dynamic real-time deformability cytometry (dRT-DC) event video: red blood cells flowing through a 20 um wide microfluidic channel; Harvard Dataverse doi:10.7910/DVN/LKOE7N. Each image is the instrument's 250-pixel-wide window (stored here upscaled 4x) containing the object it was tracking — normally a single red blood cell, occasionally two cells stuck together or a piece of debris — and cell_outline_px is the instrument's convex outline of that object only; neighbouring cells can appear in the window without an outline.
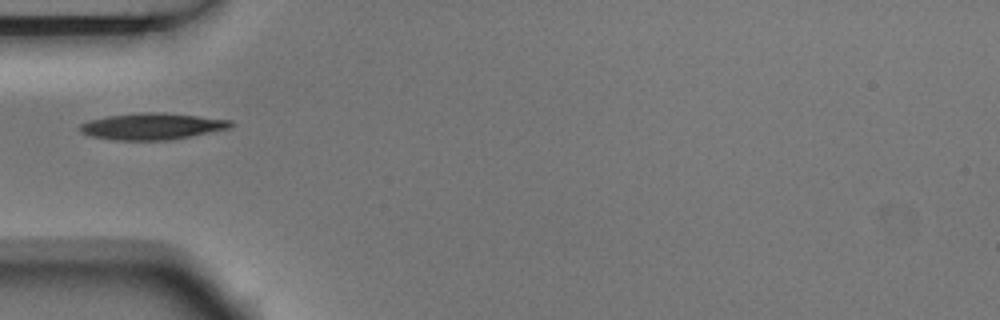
{"species": "Egyptian fruit bat (a non-hibernating species)", "species_latin": "Rousettus aegyptiacus", "temperature_condition": "room temperature", "stored_images_in_passage": 1, "camera_frame_rate_fps": 3000, "um_per_image_px": 0.085, "animal": {"sex": "male"}, "frame": {"image": 1, "passage_image": 1, "time_ms": 0.0, "image_size_px": [1000, 320], "cell_outline_px": [[232, 124], [228, 128], [168, 140], [116, 140], [92, 136], [80, 132], [80, 124], [92, 120], [108, 116], [140, 112], [164, 112], [232, 120]], "centroid_in_image_um": [12.9, 10.73], "position_along_channel_um": 72.1, "area_um2": 22.89}}